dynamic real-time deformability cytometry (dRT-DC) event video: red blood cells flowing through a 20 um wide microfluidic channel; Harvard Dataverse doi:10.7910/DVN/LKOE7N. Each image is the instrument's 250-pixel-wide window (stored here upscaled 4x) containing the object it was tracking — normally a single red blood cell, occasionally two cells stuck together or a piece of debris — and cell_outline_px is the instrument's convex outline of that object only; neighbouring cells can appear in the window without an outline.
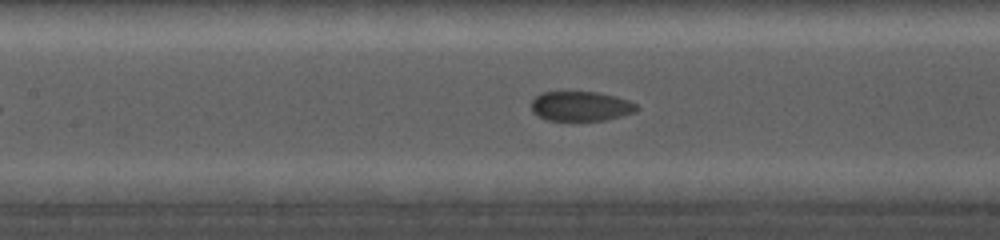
{"species": "common noctule bat (a hibernating species)", "species_latin": "Nyctalus noctula", "temperature_condition": "cold", "stored_images_in_passage": 12, "camera_frame_rate_fps": 5000, "um_per_image_px": 0.085, "animal": {"sex": "female", "body_mass_g": 19.0, "forearm_length_mm": 56.7}, "frame": {"image": 1, "passage_image": 6, "time_ms": 2.2, "image_size_px": [1000, 240], "cell_outline_px": [[640, 108], [636, 112], [604, 120], [548, 120], [536, 116], [532, 112], [532, 100], [540, 92], [596, 92], [616, 96], [628, 100], [636, 104]], "centroid_in_image_um": [49.36, 9.02], "position_along_channel_um": 158.0, "area_um2": 18.26}}
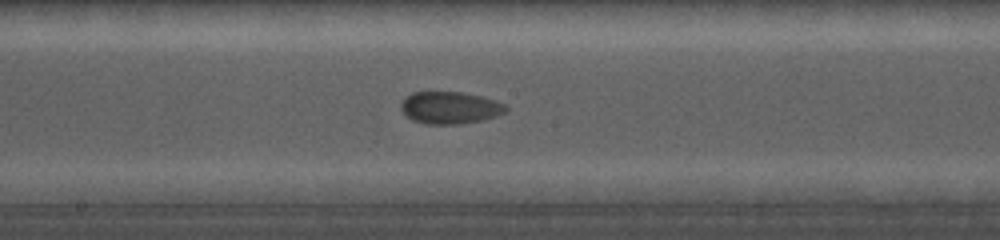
{"frame": {"image": 2, "passage_image": 9, "time_ms": 3.6, "image_size_px": [1000, 240], "cell_outline_px": [[508, 108], [504, 112], [496, 116], [480, 120], [456, 124], [424, 124], [412, 120], [400, 108], [400, 104], [404, 96], [412, 92], [460, 92], [480, 96], [496, 100], [504, 104]], "centroid_in_image_um": [38.2, 9.15], "position_along_channel_um": 210.0, "area_um2": 19.59}}